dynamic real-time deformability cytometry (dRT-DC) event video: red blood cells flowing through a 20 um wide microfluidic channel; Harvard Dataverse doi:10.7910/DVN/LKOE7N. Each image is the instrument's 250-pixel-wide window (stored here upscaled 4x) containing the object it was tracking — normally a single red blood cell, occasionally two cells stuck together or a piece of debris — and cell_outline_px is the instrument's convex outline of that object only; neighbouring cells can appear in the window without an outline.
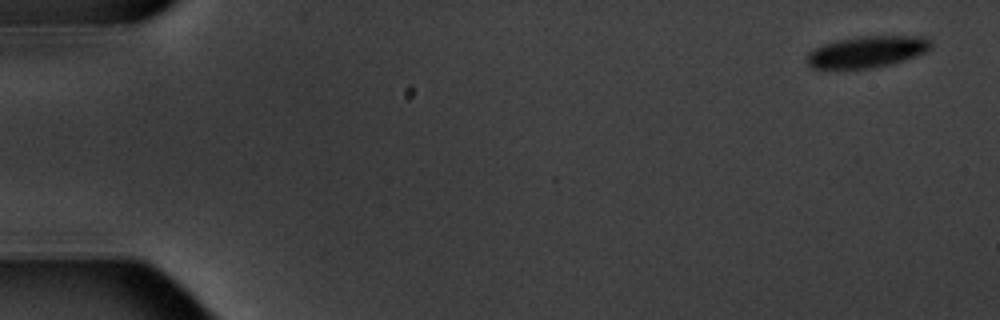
{"species": "common noctule bat (a hibernating species)", "species_latin": "Nyctalus noctula", "temperature_condition": "warm", "stored_images_in_passage": 11, "camera_frame_rate_fps": 3000, "um_per_image_px": 0.085, "animal": {"sex": "male", "body_mass_g": 20.1, "forearm_length_mm": 53.5}, "frame": {"image": 1, "passage_image": 1, "time_ms": 0.0, "image_size_px": [1000, 320], "cell_outline_px": [[932, 48], [916, 56], [892, 64], [872, 68], [812, 68], [808, 64], [808, 52], [816, 48], [840, 40], [864, 36], [916, 36], [932, 40]], "centroid_in_image_um": [73.76, 4.41], "position_along_channel_um": 11.2, "area_um2": 22.31}}
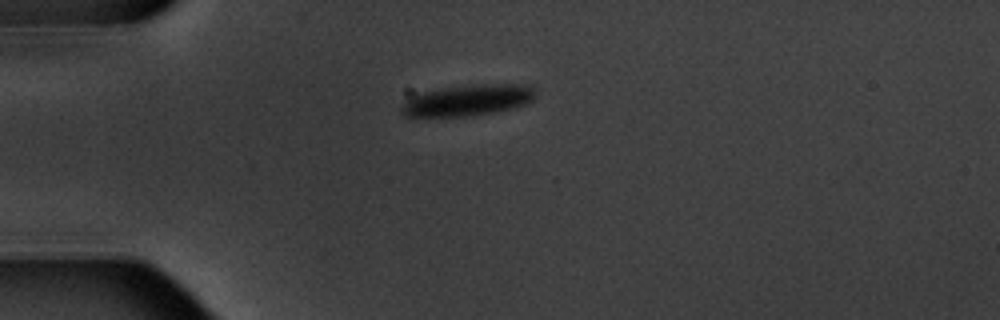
{"frame": {"image": 2, "passage_image": 4, "time_ms": 4.333, "image_size_px": [1000, 320], "cell_outline_px": [[536, 96], [528, 104], [516, 108], [496, 112], [468, 116], [404, 116], [400, 108], [400, 104], [416, 92], [440, 88], [480, 84], [524, 84], [532, 88], [536, 92]], "centroid_in_image_um": [39.75, 8.51], "position_along_channel_um": 45.2, "area_um2": 24.74}}